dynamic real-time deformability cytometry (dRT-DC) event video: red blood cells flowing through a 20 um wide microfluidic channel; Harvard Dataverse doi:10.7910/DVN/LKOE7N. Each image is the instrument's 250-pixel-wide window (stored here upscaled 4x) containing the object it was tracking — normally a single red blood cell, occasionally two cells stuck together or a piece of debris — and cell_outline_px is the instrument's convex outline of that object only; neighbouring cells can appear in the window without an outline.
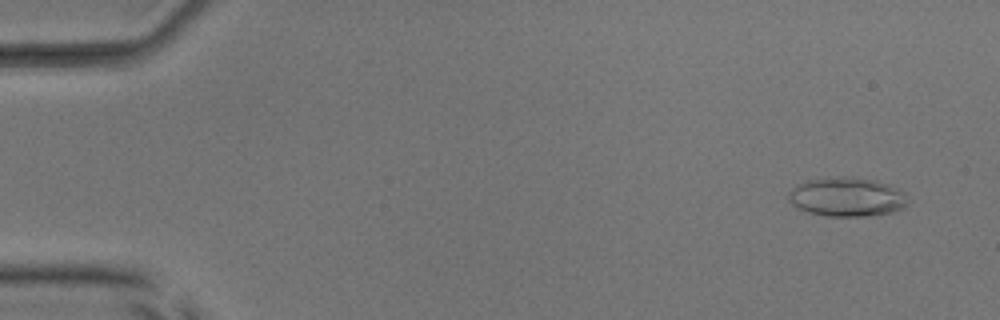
{"species": "common noctule bat (a hibernating species)", "species_latin": "Nyctalus noctula", "temperature_condition": "room temperature", "stored_images_in_passage": 50, "camera_frame_rate_fps": 3000, "um_per_image_px": 0.085, "animal": {"sex": "male", "body_mass_g": 17.9, "forearm_length_mm": 54.2}, "frame": {"image": 1, "passage_image": 1, "time_ms": 0.0, "image_size_px": [1000, 320], "cell_outline_px": [[904, 208], [892, 212], [876, 216], [828, 216], [808, 212], [792, 204], [788, 200], [788, 192], [792, 188], [808, 180], [840, 176], [852, 176], [872, 180], [888, 184], [904, 192]], "centroid_in_image_um": [71.96, 16.74], "position_along_channel_um": 13.0, "area_um2": 26.99}}
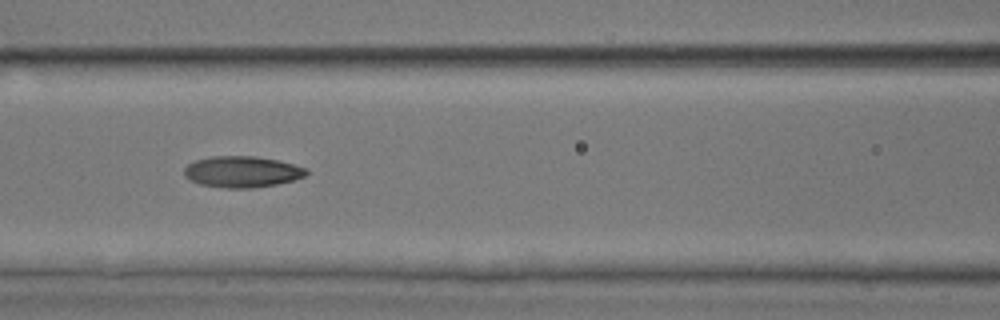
{"frame": {"image": 2, "passage_image": 21, "time_ms": 6.667, "image_size_px": [1000, 320], "cell_outline_px": [[308, 172], [304, 176], [292, 180], [276, 184], [248, 188], [228, 188], [200, 184], [184, 176], [184, 168], [192, 160], [212, 156], [256, 156], [276, 160], [292, 164], [304, 168]], "centroid_in_image_um": [20.52, 14.59], "position_along_channel_um": 146.1, "area_um2": 21.96}}
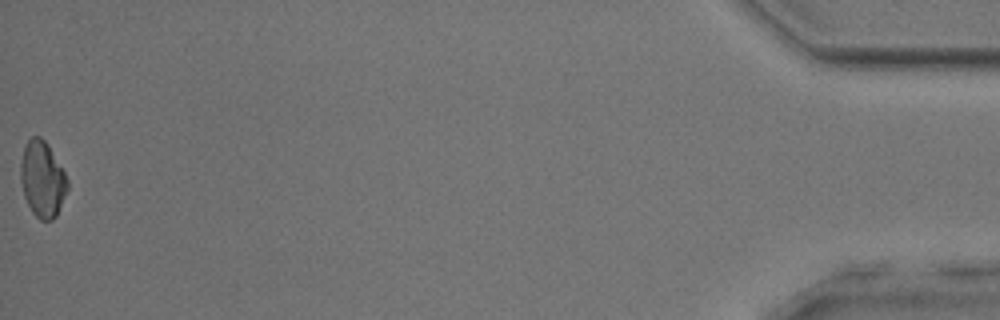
{"frame": {"image": 3, "passage_image": 50, "time_ms": 16.333, "image_size_px": [1000, 320], "cell_outline_px": [[68, 188], [56, 216], [52, 220], [40, 220], [32, 212], [24, 196], [20, 180], [20, 164], [24, 148], [28, 140], [32, 136], [40, 136], [48, 144], [64, 172], [68, 180]], "centroid_in_image_um": [3.59, 15.23], "position_along_channel_um": 431.6, "area_um2": 20.63}, "authors_computed_cell_mechanics": {"area_um2": 21.7328, "velocity_mm_per_s": 3.9653, "shape_relaxation_time_tau1_ms": null, "shape_relaxation_time_tau2_ms": 2.0449, "deformation_change_tau1": null, "deformation_change_tau2": 0.0777}}